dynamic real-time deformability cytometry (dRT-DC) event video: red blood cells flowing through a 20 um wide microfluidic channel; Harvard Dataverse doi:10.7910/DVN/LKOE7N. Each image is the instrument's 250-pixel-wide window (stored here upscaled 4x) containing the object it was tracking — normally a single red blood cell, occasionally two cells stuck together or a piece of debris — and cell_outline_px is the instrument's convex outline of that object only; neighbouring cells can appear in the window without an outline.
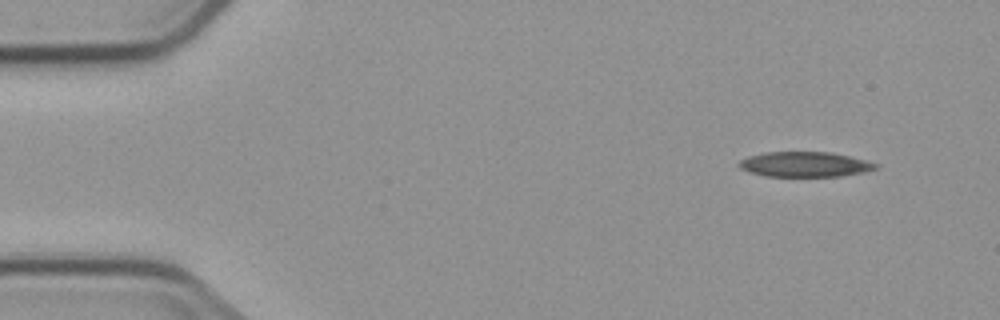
{"species": "common noctule bat (a hibernating species)", "species_latin": "Nyctalus noctula", "temperature_condition": "cold", "stored_images_in_passage": 5, "segment_of_instrument_passage": [2, 2], "camera_frame_rate_fps": 3000, "um_per_image_px": 0.085, "animal": {"sex": "male", "body_mass_g": 23.1, "forearm_length_mm": 52.7}, "frame": {"image": 1, "passage_image": 5, "time_ms": 6.0, "image_size_px": [1000, 320], "cell_outline_px": [[880, 164], [876, 168], [860, 172], [840, 176], [764, 176], [748, 172], [740, 168], [736, 164], [740, 160], [748, 156], [764, 152], [828, 152], [848, 156]], "centroid_in_image_um": [68.32, 13.97], "position_along_channel_um": 16.7, "area_um2": 19.83}}